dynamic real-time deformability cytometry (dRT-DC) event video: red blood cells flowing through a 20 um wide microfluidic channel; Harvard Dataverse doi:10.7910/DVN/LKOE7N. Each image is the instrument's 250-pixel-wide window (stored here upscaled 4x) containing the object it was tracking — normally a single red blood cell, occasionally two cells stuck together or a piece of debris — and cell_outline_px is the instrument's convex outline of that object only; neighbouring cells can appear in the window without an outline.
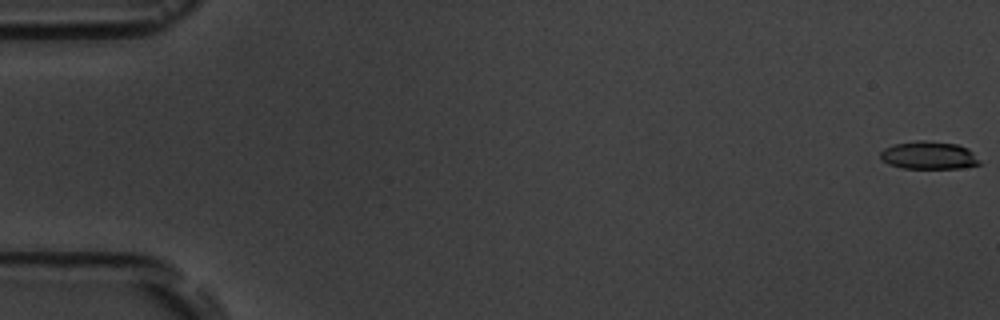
{"species": "common noctule bat (a hibernating species)", "species_latin": "Nyctalus noctula", "temperature_condition": "room temperature", "stored_images_in_passage": 6, "camera_frame_rate_fps": 3000, "um_per_image_px": 0.085, "animal": {"sex": "male", "body_mass_g": 19.5, "forearm_length_mm": 54.6}, "frame": {"image": 1, "passage_image": 1, "time_ms": 0.0, "image_size_px": [1000, 320], "cell_outline_px": [[980, 164], [960, 168], [904, 168], [888, 164], [880, 156], [880, 152], [884, 148], [892, 144], [916, 140], [924, 140], [956, 144], [968, 148], [980, 160]], "centroid_in_image_um": [78.93, 13.19], "position_along_channel_um": 6.1, "area_um2": 16.07}}
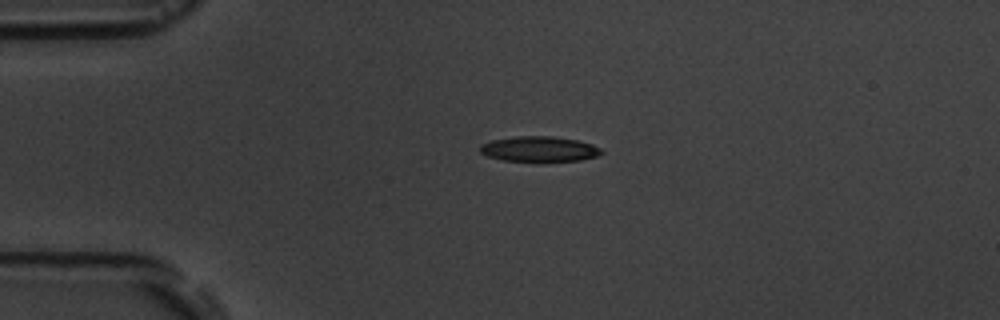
{"frame": {"image": 2, "passage_image": 5, "time_ms": 4.333, "image_size_px": [1000, 320], "cell_outline_px": [[604, 152], [596, 156], [580, 160], [504, 160], [488, 156], [480, 152], [480, 144], [492, 140], [516, 136], [552, 136], [576, 140], [592, 144], [600, 148]], "centroid_in_image_um": [45.82, 12.64], "position_along_channel_um": 39.2, "area_um2": 17.46}}